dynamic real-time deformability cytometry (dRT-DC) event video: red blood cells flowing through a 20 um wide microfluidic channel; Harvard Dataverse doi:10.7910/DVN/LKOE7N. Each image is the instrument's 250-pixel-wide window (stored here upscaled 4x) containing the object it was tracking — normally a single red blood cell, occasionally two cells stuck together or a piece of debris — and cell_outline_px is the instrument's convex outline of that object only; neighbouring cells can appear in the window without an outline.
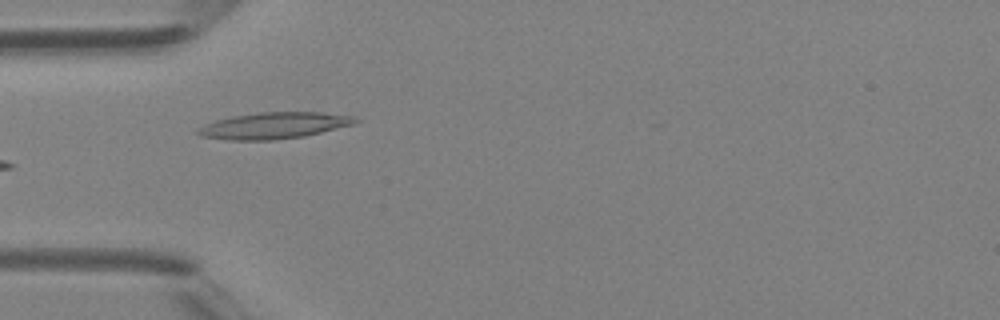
{"species": "Egyptian fruit bat (a non-hibernating species)", "species_latin": "Rousettus aegyptiacus", "temperature_condition": "room temperature", "stored_images_in_passage": 7, "camera_frame_rate_fps": 3000, "um_per_image_px": 0.085, "animal": {"sex": "female"}, "frame": {"image": 1, "passage_image": 5, "time_ms": 4.667, "image_size_px": [1000, 320], "cell_outline_px": [[360, 120], [352, 124], [304, 136], [272, 140], [232, 140], [200, 136], [196, 132], [196, 128], [204, 124], [216, 120], [232, 116], [260, 112], [324, 112], [356, 116]], "centroid_in_image_um": [23.27, 10.66], "position_along_channel_um": 61.7, "area_um2": 24.16}}
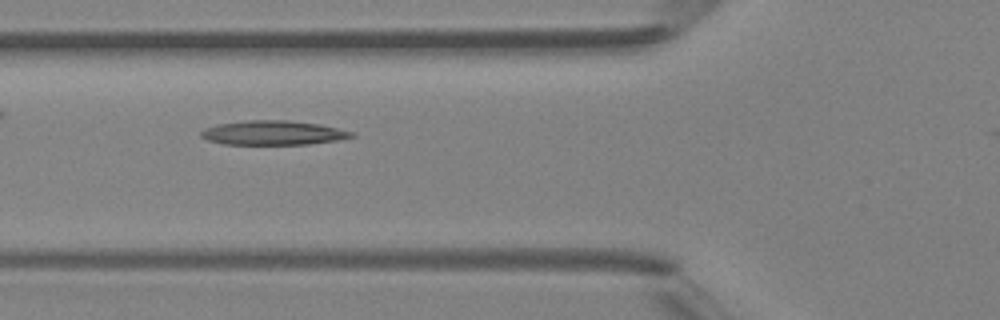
{"frame": {"image": 2, "passage_image": 6, "time_ms": 5.667, "image_size_px": [1000, 320], "cell_outline_px": [[356, 136], [340, 140], [308, 144], [220, 144], [208, 140], [200, 136], [200, 132], [204, 128], [216, 124], [248, 120], [288, 120], [320, 124], [356, 132]], "centroid_in_image_um": [23.24, 11.28], "position_along_channel_um": 102.6, "area_um2": 21.56}}
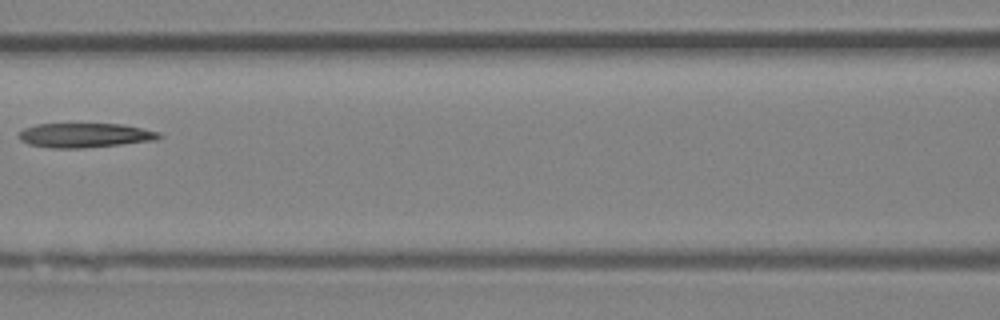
{"frame": {"image": 3, "passage_image": 7, "time_ms": 7.0, "image_size_px": [1000, 320], "cell_outline_px": [[164, 136], [156, 140], [84, 148], [52, 148], [28, 144], [20, 140], [16, 136], [24, 128], [36, 124], [124, 124], [144, 128], [160, 132]], "centroid_in_image_um": [7.23, 11.49], "position_along_channel_um": 159.4, "area_um2": 20.11}}